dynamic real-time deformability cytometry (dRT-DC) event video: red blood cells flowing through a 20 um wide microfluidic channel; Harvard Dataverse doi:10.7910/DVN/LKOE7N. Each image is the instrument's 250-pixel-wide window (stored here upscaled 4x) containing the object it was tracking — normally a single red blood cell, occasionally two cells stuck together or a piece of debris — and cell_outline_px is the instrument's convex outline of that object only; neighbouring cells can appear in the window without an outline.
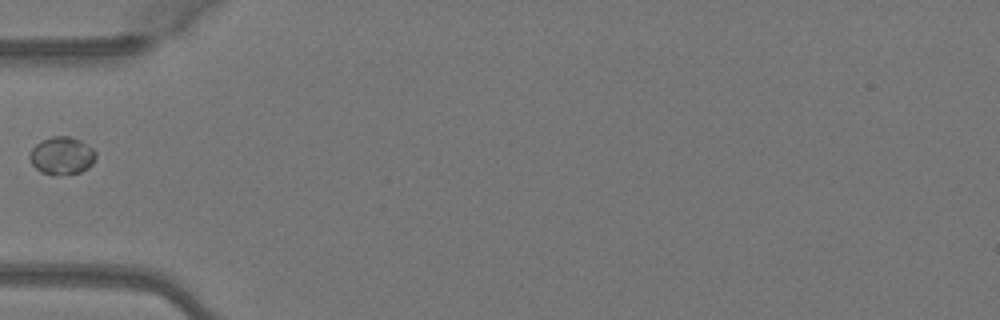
{"species": "Egyptian fruit bat (a non-hibernating species)", "species_latin": "Rousettus aegyptiacus", "temperature_condition": "warm", "stored_images_in_passage": 5, "camera_frame_rate_fps": 3000, "um_per_image_px": 0.085, "animal": {"sex": "female"}, "frame": {"image": 1, "passage_image": 4, "time_ms": 1.0, "image_size_px": [1000, 320], "cell_outline_px": [[96, 160], [88, 168], [80, 172], [56, 176], [52, 176], [40, 172], [32, 164], [28, 156], [32, 148], [40, 140], [52, 136], [68, 136], [80, 140], [88, 144], [96, 152]], "centroid_in_image_um": [5.25, 13.24], "position_along_channel_um": 79.7, "area_um2": 14.85}}